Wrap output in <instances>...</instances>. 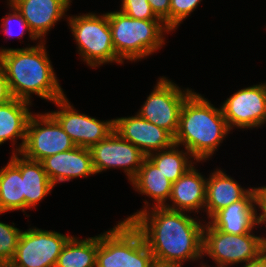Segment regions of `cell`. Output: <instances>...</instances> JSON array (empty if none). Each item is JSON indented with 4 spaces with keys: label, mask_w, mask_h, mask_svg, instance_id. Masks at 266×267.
Listing matches in <instances>:
<instances>
[{
    "label": "cell",
    "mask_w": 266,
    "mask_h": 267,
    "mask_svg": "<svg viewBox=\"0 0 266 267\" xmlns=\"http://www.w3.org/2000/svg\"><path fill=\"white\" fill-rule=\"evenodd\" d=\"M46 41L24 48H1L2 65L13 98L31 102L32 94L54 102L66 95L54 73ZM31 97V98H30Z\"/></svg>",
    "instance_id": "cell-2"
},
{
    "label": "cell",
    "mask_w": 266,
    "mask_h": 267,
    "mask_svg": "<svg viewBox=\"0 0 266 267\" xmlns=\"http://www.w3.org/2000/svg\"><path fill=\"white\" fill-rule=\"evenodd\" d=\"M256 208V192L253 188L243 199L217 211L209 223L227 234H247L259 226Z\"/></svg>",
    "instance_id": "cell-17"
},
{
    "label": "cell",
    "mask_w": 266,
    "mask_h": 267,
    "mask_svg": "<svg viewBox=\"0 0 266 267\" xmlns=\"http://www.w3.org/2000/svg\"><path fill=\"white\" fill-rule=\"evenodd\" d=\"M256 192V206L261 213H257L258 224H266V186L255 188Z\"/></svg>",
    "instance_id": "cell-31"
},
{
    "label": "cell",
    "mask_w": 266,
    "mask_h": 267,
    "mask_svg": "<svg viewBox=\"0 0 266 267\" xmlns=\"http://www.w3.org/2000/svg\"><path fill=\"white\" fill-rule=\"evenodd\" d=\"M192 89H182L172 80L159 77L153 91L137 114L146 121L167 130L173 137L179 127V114L185 99L192 93Z\"/></svg>",
    "instance_id": "cell-8"
},
{
    "label": "cell",
    "mask_w": 266,
    "mask_h": 267,
    "mask_svg": "<svg viewBox=\"0 0 266 267\" xmlns=\"http://www.w3.org/2000/svg\"><path fill=\"white\" fill-rule=\"evenodd\" d=\"M76 145L60 124L49 113L30 116L24 146V157L41 162L48 156L73 149Z\"/></svg>",
    "instance_id": "cell-9"
},
{
    "label": "cell",
    "mask_w": 266,
    "mask_h": 267,
    "mask_svg": "<svg viewBox=\"0 0 266 267\" xmlns=\"http://www.w3.org/2000/svg\"><path fill=\"white\" fill-rule=\"evenodd\" d=\"M41 163L54 187L57 183L96 174L90 150L85 147L75 146L68 151L48 156Z\"/></svg>",
    "instance_id": "cell-16"
},
{
    "label": "cell",
    "mask_w": 266,
    "mask_h": 267,
    "mask_svg": "<svg viewBox=\"0 0 266 267\" xmlns=\"http://www.w3.org/2000/svg\"><path fill=\"white\" fill-rule=\"evenodd\" d=\"M91 158L95 173L111 168H122L131 181L138 173L146 157L139 148L122 138L116 131L92 145Z\"/></svg>",
    "instance_id": "cell-13"
},
{
    "label": "cell",
    "mask_w": 266,
    "mask_h": 267,
    "mask_svg": "<svg viewBox=\"0 0 266 267\" xmlns=\"http://www.w3.org/2000/svg\"><path fill=\"white\" fill-rule=\"evenodd\" d=\"M22 15L31 32L40 41L57 22H59L70 7L68 0H8ZM42 39V40H41Z\"/></svg>",
    "instance_id": "cell-15"
},
{
    "label": "cell",
    "mask_w": 266,
    "mask_h": 267,
    "mask_svg": "<svg viewBox=\"0 0 266 267\" xmlns=\"http://www.w3.org/2000/svg\"><path fill=\"white\" fill-rule=\"evenodd\" d=\"M241 267H266V251H264L258 258L248 261Z\"/></svg>",
    "instance_id": "cell-33"
},
{
    "label": "cell",
    "mask_w": 266,
    "mask_h": 267,
    "mask_svg": "<svg viewBox=\"0 0 266 267\" xmlns=\"http://www.w3.org/2000/svg\"><path fill=\"white\" fill-rule=\"evenodd\" d=\"M206 182L201 173L193 165L176 182L172 183L169 203L164 207L182 212L198 213L204 210L206 202Z\"/></svg>",
    "instance_id": "cell-18"
},
{
    "label": "cell",
    "mask_w": 266,
    "mask_h": 267,
    "mask_svg": "<svg viewBox=\"0 0 266 267\" xmlns=\"http://www.w3.org/2000/svg\"><path fill=\"white\" fill-rule=\"evenodd\" d=\"M0 221V266L8 265L13 259L22 230Z\"/></svg>",
    "instance_id": "cell-26"
},
{
    "label": "cell",
    "mask_w": 266,
    "mask_h": 267,
    "mask_svg": "<svg viewBox=\"0 0 266 267\" xmlns=\"http://www.w3.org/2000/svg\"><path fill=\"white\" fill-rule=\"evenodd\" d=\"M152 11L170 29V0H148Z\"/></svg>",
    "instance_id": "cell-30"
},
{
    "label": "cell",
    "mask_w": 266,
    "mask_h": 267,
    "mask_svg": "<svg viewBox=\"0 0 266 267\" xmlns=\"http://www.w3.org/2000/svg\"><path fill=\"white\" fill-rule=\"evenodd\" d=\"M59 109L49 112L76 146L90 148L114 131V119L98 120L79 113L65 97L53 102Z\"/></svg>",
    "instance_id": "cell-11"
},
{
    "label": "cell",
    "mask_w": 266,
    "mask_h": 267,
    "mask_svg": "<svg viewBox=\"0 0 266 267\" xmlns=\"http://www.w3.org/2000/svg\"><path fill=\"white\" fill-rule=\"evenodd\" d=\"M8 6L10 7V12L7 13L6 17H2L1 20V30L6 34L8 37H16L18 38L24 37L25 32H28L29 38L33 41L39 40L30 30L28 24L23 19L20 12L10 3L7 2ZM14 25H18L20 28V31H15ZM17 26V27H18ZM16 27V26H15Z\"/></svg>",
    "instance_id": "cell-27"
},
{
    "label": "cell",
    "mask_w": 266,
    "mask_h": 267,
    "mask_svg": "<svg viewBox=\"0 0 266 267\" xmlns=\"http://www.w3.org/2000/svg\"><path fill=\"white\" fill-rule=\"evenodd\" d=\"M266 251V238L247 234H227L215 229L209 222L203 228L202 255L209 256L215 267H230L238 263H247L258 258ZM230 265V266H229ZM201 267H210L206 264Z\"/></svg>",
    "instance_id": "cell-7"
},
{
    "label": "cell",
    "mask_w": 266,
    "mask_h": 267,
    "mask_svg": "<svg viewBox=\"0 0 266 267\" xmlns=\"http://www.w3.org/2000/svg\"><path fill=\"white\" fill-rule=\"evenodd\" d=\"M130 182L133 190L154 200L156 204L152 207H164L170 199L172 182L148 157L144 158L137 175Z\"/></svg>",
    "instance_id": "cell-22"
},
{
    "label": "cell",
    "mask_w": 266,
    "mask_h": 267,
    "mask_svg": "<svg viewBox=\"0 0 266 267\" xmlns=\"http://www.w3.org/2000/svg\"><path fill=\"white\" fill-rule=\"evenodd\" d=\"M253 187L242 188L240 184L221 169L209 175L206 182V202L204 212L210 219L220 209L243 199Z\"/></svg>",
    "instance_id": "cell-20"
},
{
    "label": "cell",
    "mask_w": 266,
    "mask_h": 267,
    "mask_svg": "<svg viewBox=\"0 0 266 267\" xmlns=\"http://www.w3.org/2000/svg\"><path fill=\"white\" fill-rule=\"evenodd\" d=\"M10 158L21 171L25 212L28 208H35L41 200L48 196L54 185L47 176L41 162L30 160L20 153H12Z\"/></svg>",
    "instance_id": "cell-19"
},
{
    "label": "cell",
    "mask_w": 266,
    "mask_h": 267,
    "mask_svg": "<svg viewBox=\"0 0 266 267\" xmlns=\"http://www.w3.org/2000/svg\"><path fill=\"white\" fill-rule=\"evenodd\" d=\"M120 11L133 19L161 20L152 11L148 0H121Z\"/></svg>",
    "instance_id": "cell-28"
},
{
    "label": "cell",
    "mask_w": 266,
    "mask_h": 267,
    "mask_svg": "<svg viewBox=\"0 0 266 267\" xmlns=\"http://www.w3.org/2000/svg\"><path fill=\"white\" fill-rule=\"evenodd\" d=\"M146 205L123 221L131 222L142 234L155 264L182 267L185 261L203 258V228L186 212ZM149 209V210H148Z\"/></svg>",
    "instance_id": "cell-1"
},
{
    "label": "cell",
    "mask_w": 266,
    "mask_h": 267,
    "mask_svg": "<svg viewBox=\"0 0 266 267\" xmlns=\"http://www.w3.org/2000/svg\"><path fill=\"white\" fill-rule=\"evenodd\" d=\"M31 104L25 100L12 98L0 105V145L8 140L15 145L18 139L22 140L16 149L13 148V154L20 153L24 146L27 123L32 115L29 109Z\"/></svg>",
    "instance_id": "cell-21"
},
{
    "label": "cell",
    "mask_w": 266,
    "mask_h": 267,
    "mask_svg": "<svg viewBox=\"0 0 266 267\" xmlns=\"http://www.w3.org/2000/svg\"><path fill=\"white\" fill-rule=\"evenodd\" d=\"M113 46L118 58L137 61L159 50L165 45V33L171 30L162 20L133 19L123 12H108Z\"/></svg>",
    "instance_id": "cell-4"
},
{
    "label": "cell",
    "mask_w": 266,
    "mask_h": 267,
    "mask_svg": "<svg viewBox=\"0 0 266 267\" xmlns=\"http://www.w3.org/2000/svg\"><path fill=\"white\" fill-rule=\"evenodd\" d=\"M12 98L5 71L0 64V105L9 102Z\"/></svg>",
    "instance_id": "cell-32"
},
{
    "label": "cell",
    "mask_w": 266,
    "mask_h": 267,
    "mask_svg": "<svg viewBox=\"0 0 266 267\" xmlns=\"http://www.w3.org/2000/svg\"><path fill=\"white\" fill-rule=\"evenodd\" d=\"M24 212L23 180L20 169L10 160L0 169V214Z\"/></svg>",
    "instance_id": "cell-24"
},
{
    "label": "cell",
    "mask_w": 266,
    "mask_h": 267,
    "mask_svg": "<svg viewBox=\"0 0 266 267\" xmlns=\"http://www.w3.org/2000/svg\"><path fill=\"white\" fill-rule=\"evenodd\" d=\"M66 19L76 40L78 54L88 66L96 68L112 62L123 64L113 46L108 12L101 15L88 12Z\"/></svg>",
    "instance_id": "cell-6"
},
{
    "label": "cell",
    "mask_w": 266,
    "mask_h": 267,
    "mask_svg": "<svg viewBox=\"0 0 266 267\" xmlns=\"http://www.w3.org/2000/svg\"><path fill=\"white\" fill-rule=\"evenodd\" d=\"M153 255L141 232L127 221L98 235L96 267H153Z\"/></svg>",
    "instance_id": "cell-5"
},
{
    "label": "cell",
    "mask_w": 266,
    "mask_h": 267,
    "mask_svg": "<svg viewBox=\"0 0 266 267\" xmlns=\"http://www.w3.org/2000/svg\"><path fill=\"white\" fill-rule=\"evenodd\" d=\"M114 131L139 148L146 157L175 144L174 137L167 130L146 121L138 114L114 119Z\"/></svg>",
    "instance_id": "cell-14"
},
{
    "label": "cell",
    "mask_w": 266,
    "mask_h": 267,
    "mask_svg": "<svg viewBox=\"0 0 266 267\" xmlns=\"http://www.w3.org/2000/svg\"><path fill=\"white\" fill-rule=\"evenodd\" d=\"M230 129L221 107L216 108L199 93L192 92L183 102L174 143L201 162L211 158Z\"/></svg>",
    "instance_id": "cell-3"
},
{
    "label": "cell",
    "mask_w": 266,
    "mask_h": 267,
    "mask_svg": "<svg viewBox=\"0 0 266 267\" xmlns=\"http://www.w3.org/2000/svg\"><path fill=\"white\" fill-rule=\"evenodd\" d=\"M71 235L29 228L22 231L9 267H55L58 256Z\"/></svg>",
    "instance_id": "cell-10"
},
{
    "label": "cell",
    "mask_w": 266,
    "mask_h": 267,
    "mask_svg": "<svg viewBox=\"0 0 266 267\" xmlns=\"http://www.w3.org/2000/svg\"><path fill=\"white\" fill-rule=\"evenodd\" d=\"M231 130L258 128L266 123V83L238 90L220 106Z\"/></svg>",
    "instance_id": "cell-12"
},
{
    "label": "cell",
    "mask_w": 266,
    "mask_h": 267,
    "mask_svg": "<svg viewBox=\"0 0 266 267\" xmlns=\"http://www.w3.org/2000/svg\"><path fill=\"white\" fill-rule=\"evenodd\" d=\"M153 267H176V266H167V265H158V264H155Z\"/></svg>",
    "instance_id": "cell-34"
},
{
    "label": "cell",
    "mask_w": 266,
    "mask_h": 267,
    "mask_svg": "<svg viewBox=\"0 0 266 267\" xmlns=\"http://www.w3.org/2000/svg\"><path fill=\"white\" fill-rule=\"evenodd\" d=\"M202 0H170V30L177 29Z\"/></svg>",
    "instance_id": "cell-29"
},
{
    "label": "cell",
    "mask_w": 266,
    "mask_h": 267,
    "mask_svg": "<svg viewBox=\"0 0 266 267\" xmlns=\"http://www.w3.org/2000/svg\"><path fill=\"white\" fill-rule=\"evenodd\" d=\"M178 149L179 146L174 144L171 148L147 156L172 183L196 164L192 162L195 158L186 149L184 151Z\"/></svg>",
    "instance_id": "cell-25"
},
{
    "label": "cell",
    "mask_w": 266,
    "mask_h": 267,
    "mask_svg": "<svg viewBox=\"0 0 266 267\" xmlns=\"http://www.w3.org/2000/svg\"><path fill=\"white\" fill-rule=\"evenodd\" d=\"M98 235L79 239L71 236L58 256L55 267H96Z\"/></svg>",
    "instance_id": "cell-23"
}]
</instances>
